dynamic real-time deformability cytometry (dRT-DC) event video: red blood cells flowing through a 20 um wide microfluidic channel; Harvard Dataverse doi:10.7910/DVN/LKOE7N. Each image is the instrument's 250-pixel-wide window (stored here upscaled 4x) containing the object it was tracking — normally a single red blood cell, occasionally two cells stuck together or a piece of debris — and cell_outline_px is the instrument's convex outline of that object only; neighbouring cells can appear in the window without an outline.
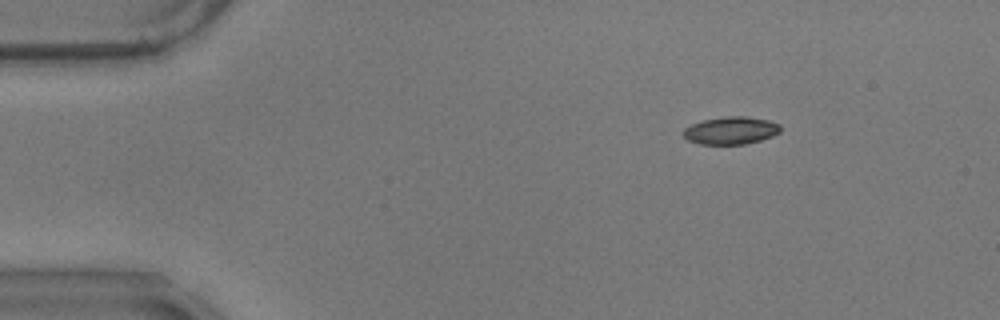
{"species": "common noctule bat (a hibernating species)", "species_latin": "Nyctalus noctula", "temperature_condition": "warm", "stored_images_in_passage": 11, "camera_frame_rate_fps": 3000, "um_per_image_px": 0.085, "animal": {"sex": "male", "body_mass_g": 17.9}, "frame": {"image": 1, "passage_image": 1, "time_ms": 0.0, "image_size_px": [1000, 320], "cell_outline_px": [[780, 132], [772, 136], [760, 140], [744, 144], [700, 144], [688, 140], [684, 136], [684, 128], [692, 124], [704, 120], [728, 116], [744, 116], [768, 120], [780, 124]], "centroid_in_image_um": [62.14, 11.09], "position_along_channel_um": 22.9, "area_um2": 15.43}}